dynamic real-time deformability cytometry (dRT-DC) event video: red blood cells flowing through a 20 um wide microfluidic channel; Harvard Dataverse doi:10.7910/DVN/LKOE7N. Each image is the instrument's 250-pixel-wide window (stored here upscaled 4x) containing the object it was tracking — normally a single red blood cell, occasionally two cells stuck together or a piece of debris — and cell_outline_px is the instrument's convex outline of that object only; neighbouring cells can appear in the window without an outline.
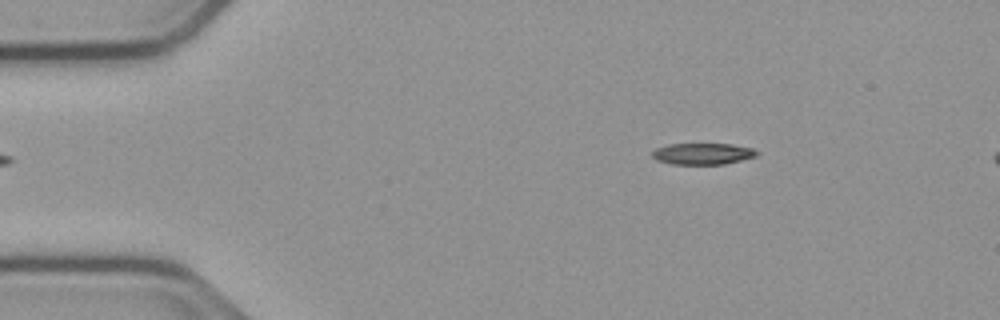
{"species": "common noctule bat (a hibernating species)", "species_latin": "Nyctalus noctula", "temperature_condition": "cold", "stored_images_in_passage": 47, "camera_frame_rate_fps": 3000, "um_per_image_px": 0.085, "animal": {"sex": "male", "body_mass_g": 23.1, "forearm_length_mm": 52.7}, "frame": {"image": 1, "passage_image": 1, "time_ms": 0.0, "image_size_px": [1000, 320], "cell_outline_px": [[760, 152], [756, 156], [724, 164], [672, 164], [656, 160], [652, 156], [652, 152], [656, 148], [668, 144], [732, 144], [752, 148]], "centroid_in_image_um": [59.72, 13.07], "position_along_channel_um": 25.3, "area_um2": 13.01}}
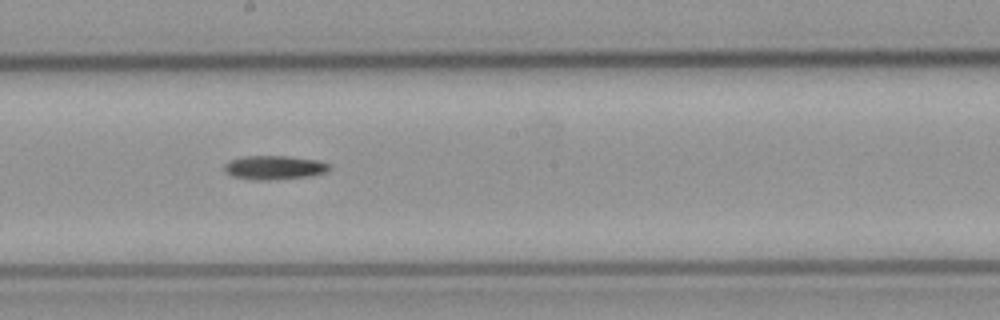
{"frame": {"image": 2, "passage_image": 22, "time_ms": 7.0, "image_size_px": [1000, 320], "cell_outline_px": [[332, 168], [328, 172], [308, 176], [268, 180], [256, 180], [232, 176], [224, 168], [224, 164], [232, 160], [244, 156], [288, 156], [320, 160], [332, 164]], "centroid_in_image_um": [23.41, 14.23], "position_along_channel_um": 224.8, "area_um2": 14.68}}
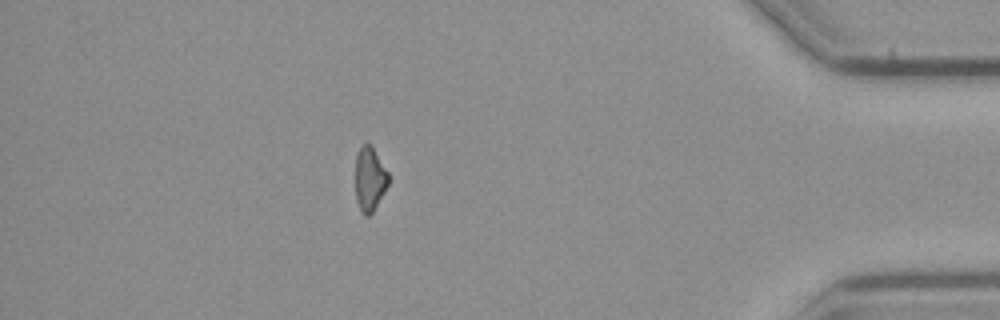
{"frame": {"image": 3, "passage_image": 40, "time_ms": 13.0, "image_size_px": [1000, 320], "cell_outline_px": [[388, 184], [384, 192], [372, 212], [368, 216], [364, 216], [360, 212], [356, 200], [356, 156], [360, 148], [364, 144], [372, 144], [388, 172]], "centroid_in_image_um": [31.42, 15.22], "position_along_channel_um": 403.8, "area_um2": 12.31}}